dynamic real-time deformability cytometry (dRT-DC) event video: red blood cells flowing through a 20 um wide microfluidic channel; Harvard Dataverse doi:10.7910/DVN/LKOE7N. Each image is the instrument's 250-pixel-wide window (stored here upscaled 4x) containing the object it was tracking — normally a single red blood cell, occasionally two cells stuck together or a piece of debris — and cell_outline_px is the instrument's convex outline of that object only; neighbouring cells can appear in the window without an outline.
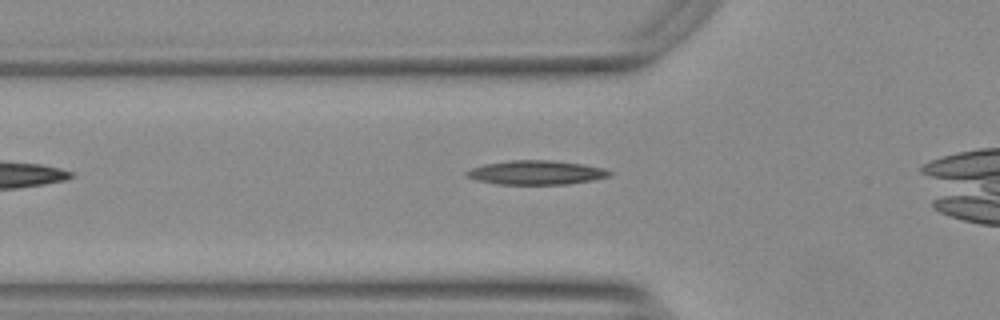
{"species": "Egyptian fruit bat (a non-hibernating species)", "species_latin": "Rousettus aegyptiacus", "temperature_condition": "warm", "stored_images_in_passage": 31, "camera_frame_rate_fps": 3000, "um_per_image_px": 0.085, "animal": {"sex": "female"}, "frame": {"image": 1, "passage_image": 2, "time_ms": 0.333, "image_size_px": [1000, 320], "cell_outline_px": [[612, 172], [608, 176], [592, 180], [568, 184], [500, 184], [476, 180], [464, 176], [464, 172], [472, 168], [484, 164], [508, 160], [552, 160], [580, 164], [604, 168]], "centroid_in_image_um": [45.52, 14.66], "position_along_channel_um": 80.3, "area_um2": 20.0}}
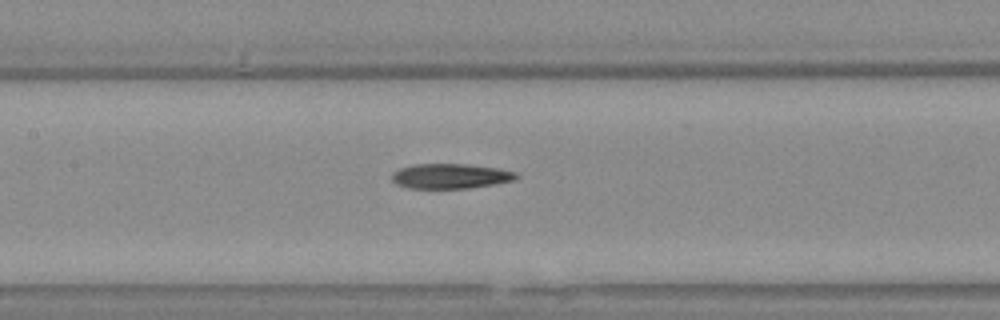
{"frame": {"image": 2, "passage_image": 9, "time_ms": 2.667, "image_size_px": [1000, 320], "cell_outline_px": [[520, 176], [516, 180], [496, 184], [468, 188], [412, 188], [400, 184], [392, 180], [392, 176], [400, 168], [412, 164], [464, 164], [496, 168], [516, 172]], "centroid_in_image_um": [38.36, 14.97], "position_along_channel_um": 169.0, "area_um2": 17.86}}
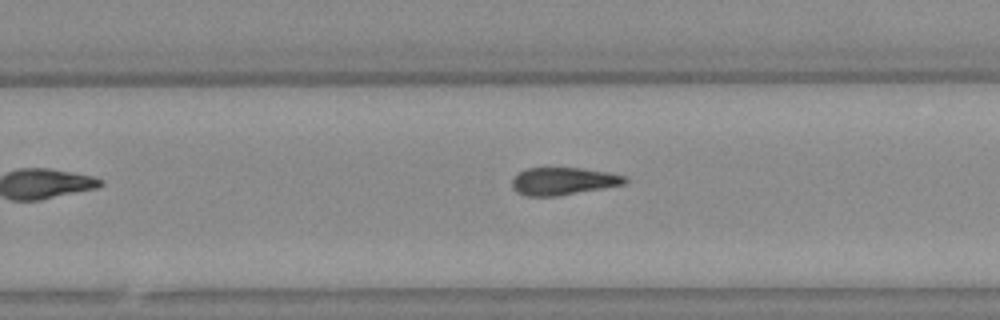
{"frame": {"image": 3, "passage_image": 18, "time_ms": 5.667, "image_size_px": [1000, 320], "cell_outline_px": [[628, 180], [624, 184], [556, 196], [528, 196], [516, 192], [512, 188], [512, 180], [520, 172], [528, 168], [580, 168], [608, 172], [624, 176]], "centroid_in_image_um": [47.85, 15.4], "position_along_channel_um": 282.0, "area_um2": 17.8}, "authors_computed_cell_mechanics": {"area_um2": 18.1492, "velocity_mm_per_s": 3.7883, "shape_relaxation_time_tau1_ms": 11.396, "shape_relaxation_time_tau2_ms": 8.4942, "deformation_change_tau1": 0.2544, "deformation_change_tau2": 0.2003}}